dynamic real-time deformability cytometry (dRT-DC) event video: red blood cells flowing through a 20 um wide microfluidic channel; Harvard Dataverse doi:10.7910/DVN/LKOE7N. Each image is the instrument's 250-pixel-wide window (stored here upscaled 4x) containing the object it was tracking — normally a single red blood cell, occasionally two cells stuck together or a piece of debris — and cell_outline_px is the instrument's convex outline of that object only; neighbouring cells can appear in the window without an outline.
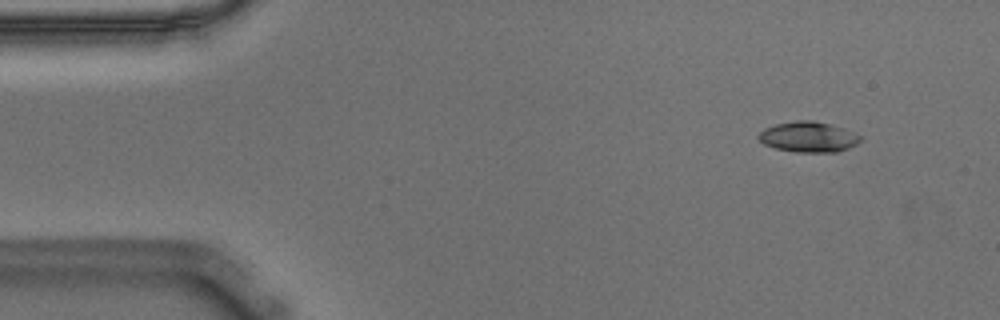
{"species": "Egyptian fruit bat (a non-hibernating species)", "species_latin": "Rousettus aegyptiacus", "temperature_condition": "warm", "stored_images_in_passage": 53, "camera_frame_rate_fps": 3000, "um_per_image_px": 0.085, "animal": {"sex": "male"}, "frame": {"image": 1, "passage_image": 3, "time_ms": 0.667, "image_size_px": [1000, 320], "cell_outline_px": [[864, 136], [856, 144], [848, 148], [836, 152], [796, 152], [776, 148], [764, 144], [756, 136], [764, 128], [776, 124], [796, 120], [812, 120], [828, 124]], "centroid_in_image_um": [68.69, 11.64], "position_along_channel_um": 16.3, "area_um2": 17.92}}
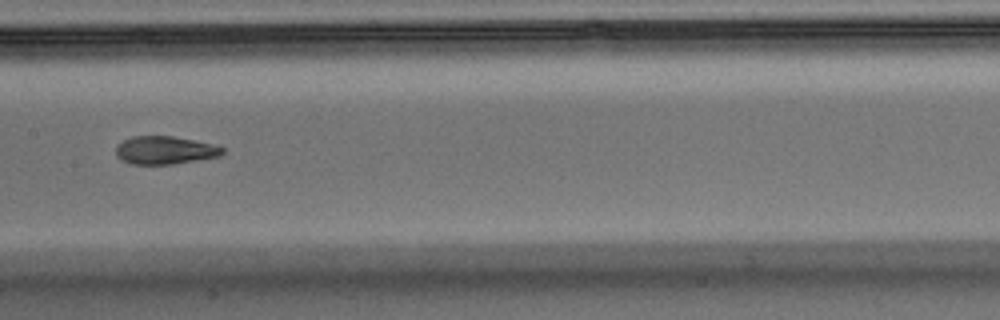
{"frame": {"image": 2, "passage_image": 25, "time_ms": 8.0, "image_size_px": [1000, 320], "cell_outline_px": [[224, 152], [220, 156], [172, 164], [132, 164], [120, 160], [116, 156], [116, 144], [132, 136], [172, 136], [192, 140], [224, 148]], "centroid_in_image_um": [13.94, 12.77], "position_along_channel_um": 193.5, "area_um2": 17.22}}
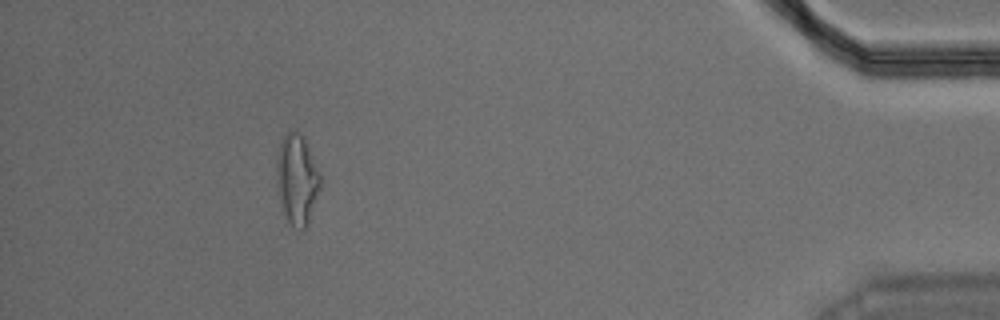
{"frame": {"image": 3, "passage_image": 48, "time_ms": 15.667, "image_size_px": [1000, 320], "cell_outline_px": [[320, 188], [308, 224], [304, 232], [284, 220], [280, 212], [276, 180], [276, 160], [280, 144], [284, 136], [292, 128], [296, 128], [304, 136], [320, 172]], "centroid_in_image_um": [25.22, 15.27], "position_along_channel_um": 410.0, "area_um2": 23.81}, "authors_computed_cell_mechanics": {"area_um2": 18.0914, "velocity_mm_per_s": 3.6175, "shape_relaxation_time_tau1_ms": 7.2683, "shape_relaxation_time_tau2_ms": 1.9261, "deformation_change_tau1": 0.2413, "deformation_change_tau2": 0.0929}}